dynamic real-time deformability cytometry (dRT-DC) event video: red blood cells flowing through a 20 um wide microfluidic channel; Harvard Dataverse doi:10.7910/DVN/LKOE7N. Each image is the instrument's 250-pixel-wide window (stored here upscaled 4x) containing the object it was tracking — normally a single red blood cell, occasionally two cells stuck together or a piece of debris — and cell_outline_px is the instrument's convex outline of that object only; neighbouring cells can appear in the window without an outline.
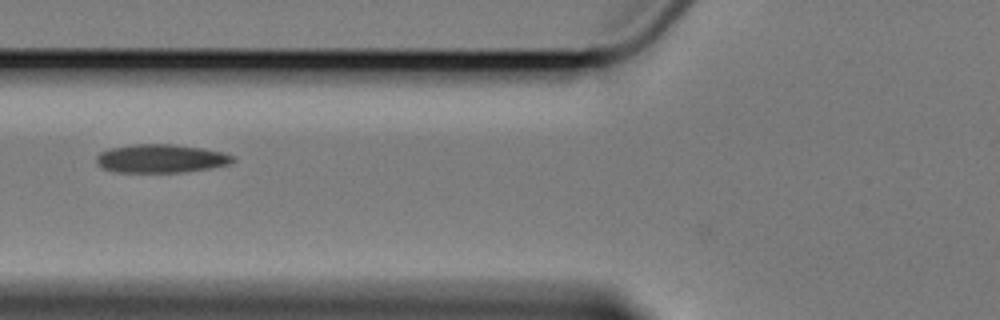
{"species": "Egyptian fruit bat (a non-hibernating species)", "species_latin": "Rousettus aegyptiacus", "temperature_condition": "cold", "stored_images_in_passage": 4, "camera_frame_rate_fps": 3000, "um_per_image_px": 0.085, "animal": {"sex": "female"}, "frame": {"image": 1, "passage_image": 2, "time_ms": 1.0, "image_size_px": [1000, 320], "cell_outline_px": [[236, 160], [228, 164], [212, 168], [184, 172], [116, 172], [100, 168], [96, 164], [96, 156], [100, 152], [108, 148], [132, 144], [172, 144], [204, 148], [224, 152], [236, 156]], "centroid_in_image_um": [13.68, 13.47], "position_along_channel_um": 112.1, "area_um2": 23.06}}
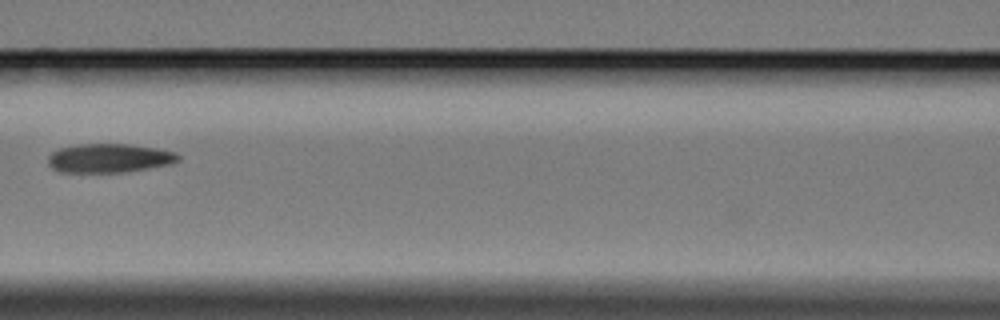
{"frame": {"image": 2, "passage_image": 3, "time_ms": 2.333, "image_size_px": [1000, 320], "cell_outline_px": [[180, 160], [176, 164], [128, 172], [60, 172], [52, 168], [48, 164], [48, 156], [52, 152], [60, 148], [76, 144], [128, 144], [156, 148], [176, 152], [180, 156]], "centroid_in_image_um": [9.34, 13.45], "position_along_channel_um": 157.3, "area_um2": 22.31}}
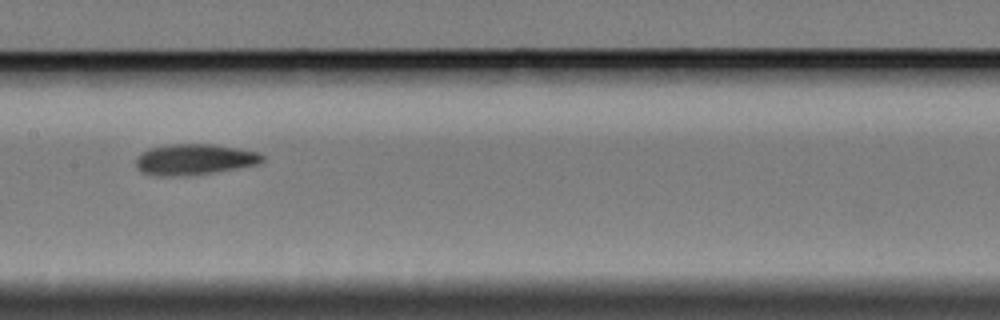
{"frame": {"image": 3, "passage_image": 4, "time_ms": 3.333, "image_size_px": [1000, 320], "cell_outline_px": [[264, 160], [260, 164], [212, 172], [176, 176], [156, 176], [140, 172], [136, 168], [136, 160], [140, 152], [148, 148], [172, 144], [212, 144], [240, 148], [256, 152], [264, 156]], "centroid_in_image_um": [16.49, 13.54], "position_along_channel_um": 190.9, "area_um2": 22.77}}